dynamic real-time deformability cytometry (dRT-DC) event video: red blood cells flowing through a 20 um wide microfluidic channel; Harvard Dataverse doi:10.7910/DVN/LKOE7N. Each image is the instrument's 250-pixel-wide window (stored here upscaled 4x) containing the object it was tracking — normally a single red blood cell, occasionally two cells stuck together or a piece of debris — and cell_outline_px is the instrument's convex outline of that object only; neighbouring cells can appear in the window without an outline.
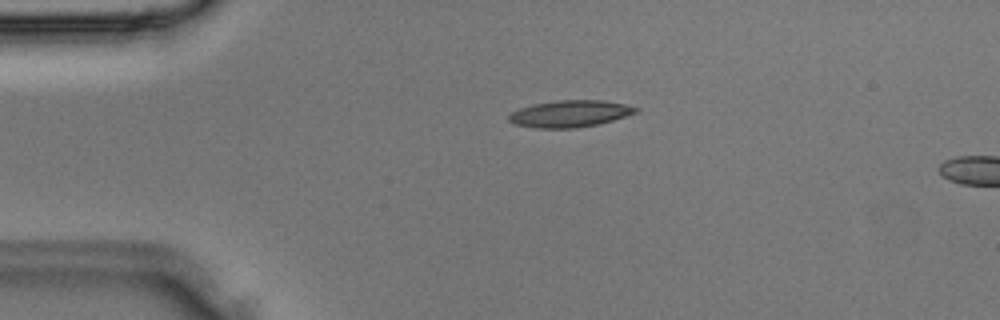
{"species": "Egyptian fruit bat (a non-hibernating species)", "species_latin": "Rousettus aegyptiacus", "temperature_condition": "room temperature", "stored_images_in_passage": 2, "camera_frame_rate_fps": 3000, "um_per_image_px": 0.085, "animal": {"sex": "male"}, "frame": {"image": 1, "passage_image": 1, "time_ms": 0.0, "image_size_px": [1000, 320], "cell_outline_px": [[640, 108], [636, 112], [600, 124], [576, 128], [536, 128], [516, 124], [508, 120], [508, 116], [512, 112], [520, 108], [532, 104], [556, 100], [600, 100], [624, 104]], "centroid_in_image_um": [48.42, 9.66], "position_along_channel_um": 36.6, "area_um2": 19.71}}